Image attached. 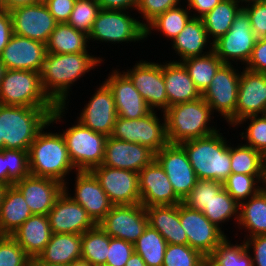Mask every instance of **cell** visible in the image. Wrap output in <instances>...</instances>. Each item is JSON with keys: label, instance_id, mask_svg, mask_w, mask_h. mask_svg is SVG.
<instances>
[{"label": "cell", "instance_id": "cell-20", "mask_svg": "<svg viewBox=\"0 0 266 266\" xmlns=\"http://www.w3.org/2000/svg\"><path fill=\"white\" fill-rule=\"evenodd\" d=\"M140 204L149 206H171L182 203L176 195L168 176L154 159L138 173Z\"/></svg>", "mask_w": 266, "mask_h": 266}, {"label": "cell", "instance_id": "cell-41", "mask_svg": "<svg viewBox=\"0 0 266 266\" xmlns=\"http://www.w3.org/2000/svg\"><path fill=\"white\" fill-rule=\"evenodd\" d=\"M134 251L138 253L147 266H163L167 242L164 237L149 224L144 233L133 243Z\"/></svg>", "mask_w": 266, "mask_h": 266}, {"label": "cell", "instance_id": "cell-56", "mask_svg": "<svg viewBox=\"0 0 266 266\" xmlns=\"http://www.w3.org/2000/svg\"><path fill=\"white\" fill-rule=\"evenodd\" d=\"M194 18H202L209 13L221 0H184Z\"/></svg>", "mask_w": 266, "mask_h": 266}, {"label": "cell", "instance_id": "cell-6", "mask_svg": "<svg viewBox=\"0 0 266 266\" xmlns=\"http://www.w3.org/2000/svg\"><path fill=\"white\" fill-rule=\"evenodd\" d=\"M134 11L100 9L94 21L89 42L109 45L143 43L145 41V27ZM100 42V43H99ZM102 42V43H101Z\"/></svg>", "mask_w": 266, "mask_h": 266}, {"label": "cell", "instance_id": "cell-64", "mask_svg": "<svg viewBox=\"0 0 266 266\" xmlns=\"http://www.w3.org/2000/svg\"><path fill=\"white\" fill-rule=\"evenodd\" d=\"M199 266H217L209 257H205Z\"/></svg>", "mask_w": 266, "mask_h": 266}, {"label": "cell", "instance_id": "cell-11", "mask_svg": "<svg viewBox=\"0 0 266 266\" xmlns=\"http://www.w3.org/2000/svg\"><path fill=\"white\" fill-rule=\"evenodd\" d=\"M257 38L251 29L247 12L241 8L230 30L213 43V51L224 64H247ZM239 64H238V63Z\"/></svg>", "mask_w": 266, "mask_h": 266}, {"label": "cell", "instance_id": "cell-42", "mask_svg": "<svg viewBox=\"0 0 266 266\" xmlns=\"http://www.w3.org/2000/svg\"><path fill=\"white\" fill-rule=\"evenodd\" d=\"M233 244L228 235L208 256L217 266H253L252 255L245 240ZM239 243V244H238Z\"/></svg>", "mask_w": 266, "mask_h": 266}, {"label": "cell", "instance_id": "cell-14", "mask_svg": "<svg viewBox=\"0 0 266 266\" xmlns=\"http://www.w3.org/2000/svg\"><path fill=\"white\" fill-rule=\"evenodd\" d=\"M110 237L134 243L148 225L142 204L113 205L98 224Z\"/></svg>", "mask_w": 266, "mask_h": 266}, {"label": "cell", "instance_id": "cell-65", "mask_svg": "<svg viewBox=\"0 0 266 266\" xmlns=\"http://www.w3.org/2000/svg\"><path fill=\"white\" fill-rule=\"evenodd\" d=\"M69 266H92L90 263L84 260H77L71 263Z\"/></svg>", "mask_w": 266, "mask_h": 266}, {"label": "cell", "instance_id": "cell-8", "mask_svg": "<svg viewBox=\"0 0 266 266\" xmlns=\"http://www.w3.org/2000/svg\"><path fill=\"white\" fill-rule=\"evenodd\" d=\"M241 70L238 65L223 64L216 72L211 84L202 93V98L211 108L213 114L216 113V116H220L219 119L224 118L222 121L229 126V129L236 124Z\"/></svg>", "mask_w": 266, "mask_h": 266}, {"label": "cell", "instance_id": "cell-43", "mask_svg": "<svg viewBox=\"0 0 266 266\" xmlns=\"http://www.w3.org/2000/svg\"><path fill=\"white\" fill-rule=\"evenodd\" d=\"M265 186L266 175L231 173L223 182V188L238 204L255 196Z\"/></svg>", "mask_w": 266, "mask_h": 266}, {"label": "cell", "instance_id": "cell-70", "mask_svg": "<svg viewBox=\"0 0 266 266\" xmlns=\"http://www.w3.org/2000/svg\"><path fill=\"white\" fill-rule=\"evenodd\" d=\"M5 0H0V6L4 3Z\"/></svg>", "mask_w": 266, "mask_h": 266}, {"label": "cell", "instance_id": "cell-12", "mask_svg": "<svg viewBox=\"0 0 266 266\" xmlns=\"http://www.w3.org/2000/svg\"><path fill=\"white\" fill-rule=\"evenodd\" d=\"M122 71L130 78L152 111L164 113L168 109L161 61L156 63L141 59L133 67Z\"/></svg>", "mask_w": 266, "mask_h": 266}, {"label": "cell", "instance_id": "cell-58", "mask_svg": "<svg viewBox=\"0 0 266 266\" xmlns=\"http://www.w3.org/2000/svg\"><path fill=\"white\" fill-rule=\"evenodd\" d=\"M100 9L135 11L139 0H96Z\"/></svg>", "mask_w": 266, "mask_h": 266}, {"label": "cell", "instance_id": "cell-39", "mask_svg": "<svg viewBox=\"0 0 266 266\" xmlns=\"http://www.w3.org/2000/svg\"><path fill=\"white\" fill-rule=\"evenodd\" d=\"M181 63L201 94L211 84L216 72L224 64L213 50L203 56L187 58Z\"/></svg>", "mask_w": 266, "mask_h": 266}, {"label": "cell", "instance_id": "cell-4", "mask_svg": "<svg viewBox=\"0 0 266 266\" xmlns=\"http://www.w3.org/2000/svg\"><path fill=\"white\" fill-rule=\"evenodd\" d=\"M164 116L169 144L203 138L219 130L211 108L202 97L170 106Z\"/></svg>", "mask_w": 266, "mask_h": 266}, {"label": "cell", "instance_id": "cell-36", "mask_svg": "<svg viewBox=\"0 0 266 266\" xmlns=\"http://www.w3.org/2000/svg\"><path fill=\"white\" fill-rule=\"evenodd\" d=\"M242 7L235 0H221L202 17L209 40L214 43L231 28L236 14Z\"/></svg>", "mask_w": 266, "mask_h": 266}, {"label": "cell", "instance_id": "cell-24", "mask_svg": "<svg viewBox=\"0 0 266 266\" xmlns=\"http://www.w3.org/2000/svg\"><path fill=\"white\" fill-rule=\"evenodd\" d=\"M155 159V153L146 146L107 137L104 160L106 167L139 173Z\"/></svg>", "mask_w": 266, "mask_h": 266}, {"label": "cell", "instance_id": "cell-22", "mask_svg": "<svg viewBox=\"0 0 266 266\" xmlns=\"http://www.w3.org/2000/svg\"><path fill=\"white\" fill-rule=\"evenodd\" d=\"M52 233L83 234L96 226L87 211L65 191L47 214Z\"/></svg>", "mask_w": 266, "mask_h": 266}, {"label": "cell", "instance_id": "cell-35", "mask_svg": "<svg viewBox=\"0 0 266 266\" xmlns=\"http://www.w3.org/2000/svg\"><path fill=\"white\" fill-rule=\"evenodd\" d=\"M184 6V7H183ZM192 18V14L183 3L177 7L168 9L161 15L157 16L145 27V40L152 34L158 33L167 38L166 40L172 41L184 29L188 21ZM153 31V32H152Z\"/></svg>", "mask_w": 266, "mask_h": 266}, {"label": "cell", "instance_id": "cell-2", "mask_svg": "<svg viewBox=\"0 0 266 266\" xmlns=\"http://www.w3.org/2000/svg\"><path fill=\"white\" fill-rule=\"evenodd\" d=\"M92 52L54 54L47 52L40 72L44 92L57 105L69 109L72 87L85 75L105 63ZM77 82V83H76ZM69 97V99H68Z\"/></svg>", "mask_w": 266, "mask_h": 266}, {"label": "cell", "instance_id": "cell-21", "mask_svg": "<svg viewBox=\"0 0 266 266\" xmlns=\"http://www.w3.org/2000/svg\"><path fill=\"white\" fill-rule=\"evenodd\" d=\"M104 82L113 93L117 116L134 120L152 111L130 78L117 67H112Z\"/></svg>", "mask_w": 266, "mask_h": 266}, {"label": "cell", "instance_id": "cell-10", "mask_svg": "<svg viewBox=\"0 0 266 266\" xmlns=\"http://www.w3.org/2000/svg\"><path fill=\"white\" fill-rule=\"evenodd\" d=\"M157 112L151 111L146 116L134 120L117 116L110 137L141 144L156 154L169 144L164 113Z\"/></svg>", "mask_w": 266, "mask_h": 266}, {"label": "cell", "instance_id": "cell-16", "mask_svg": "<svg viewBox=\"0 0 266 266\" xmlns=\"http://www.w3.org/2000/svg\"><path fill=\"white\" fill-rule=\"evenodd\" d=\"M94 132L109 137L117 119L114 96L108 85L102 81L94 88L90 100L84 104L76 118Z\"/></svg>", "mask_w": 266, "mask_h": 266}, {"label": "cell", "instance_id": "cell-63", "mask_svg": "<svg viewBox=\"0 0 266 266\" xmlns=\"http://www.w3.org/2000/svg\"><path fill=\"white\" fill-rule=\"evenodd\" d=\"M242 8L249 5L253 4L255 2H262L263 0H235Z\"/></svg>", "mask_w": 266, "mask_h": 266}, {"label": "cell", "instance_id": "cell-40", "mask_svg": "<svg viewBox=\"0 0 266 266\" xmlns=\"http://www.w3.org/2000/svg\"><path fill=\"white\" fill-rule=\"evenodd\" d=\"M111 237L99 226L82 234L81 259L92 266L106 264Z\"/></svg>", "mask_w": 266, "mask_h": 266}, {"label": "cell", "instance_id": "cell-44", "mask_svg": "<svg viewBox=\"0 0 266 266\" xmlns=\"http://www.w3.org/2000/svg\"><path fill=\"white\" fill-rule=\"evenodd\" d=\"M240 127L245 128V131L239 133L241 138L239 141L243 140V144L259 151L266 158V118L263 115L248 116L238 121L232 128L237 130Z\"/></svg>", "mask_w": 266, "mask_h": 266}, {"label": "cell", "instance_id": "cell-19", "mask_svg": "<svg viewBox=\"0 0 266 266\" xmlns=\"http://www.w3.org/2000/svg\"><path fill=\"white\" fill-rule=\"evenodd\" d=\"M180 222L185 230L188 245L208 257L226 235L202 213L180 203Z\"/></svg>", "mask_w": 266, "mask_h": 266}, {"label": "cell", "instance_id": "cell-27", "mask_svg": "<svg viewBox=\"0 0 266 266\" xmlns=\"http://www.w3.org/2000/svg\"><path fill=\"white\" fill-rule=\"evenodd\" d=\"M169 44L174 50L177 60L174 62H182L190 57L203 56L213 50V43L209 40L204 23L200 18L192 17L184 29ZM208 48V49H207ZM205 50V51H204Z\"/></svg>", "mask_w": 266, "mask_h": 266}, {"label": "cell", "instance_id": "cell-18", "mask_svg": "<svg viewBox=\"0 0 266 266\" xmlns=\"http://www.w3.org/2000/svg\"><path fill=\"white\" fill-rule=\"evenodd\" d=\"M91 172L113 205L140 204L137 172L103 165L94 167Z\"/></svg>", "mask_w": 266, "mask_h": 266}, {"label": "cell", "instance_id": "cell-47", "mask_svg": "<svg viewBox=\"0 0 266 266\" xmlns=\"http://www.w3.org/2000/svg\"><path fill=\"white\" fill-rule=\"evenodd\" d=\"M205 257L188 244H167L163 266H199Z\"/></svg>", "mask_w": 266, "mask_h": 266}, {"label": "cell", "instance_id": "cell-32", "mask_svg": "<svg viewBox=\"0 0 266 266\" xmlns=\"http://www.w3.org/2000/svg\"><path fill=\"white\" fill-rule=\"evenodd\" d=\"M82 234L53 233L45 249L38 255L43 262L70 265L81 260Z\"/></svg>", "mask_w": 266, "mask_h": 266}, {"label": "cell", "instance_id": "cell-34", "mask_svg": "<svg viewBox=\"0 0 266 266\" xmlns=\"http://www.w3.org/2000/svg\"><path fill=\"white\" fill-rule=\"evenodd\" d=\"M90 44L93 43L89 42V35L67 23H58L46 43V52L54 54L90 52Z\"/></svg>", "mask_w": 266, "mask_h": 266}, {"label": "cell", "instance_id": "cell-30", "mask_svg": "<svg viewBox=\"0 0 266 266\" xmlns=\"http://www.w3.org/2000/svg\"><path fill=\"white\" fill-rule=\"evenodd\" d=\"M148 224L157 230L167 244H188L187 235L180 222V204L145 207Z\"/></svg>", "mask_w": 266, "mask_h": 266}, {"label": "cell", "instance_id": "cell-59", "mask_svg": "<svg viewBox=\"0 0 266 266\" xmlns=\"http://www.w3.org/2000/svg\"><path fill=\"white\" fill-rule=\"evenodd\" d=\"M40 1L42 0H5L4 3L0 6V8L10 11L16 7L32 5Z\"/></svg>", "mask_w": 266, "mask_h": 266}, {"label": "cell", "instance_id": "cell-69", "mask_svg": "<svg viewBox=\"0 0 266 266\" xmlns=\"http://www.w3.org/2000/svg\"><path fill=\"white\" fill-rule=\"evenodd\" d=\"M263 116L266 118V108L264 110Z\"/></svg>", "mask_w": 266, "mask_h": 266}, {"label": "cell", "instance_id": "cell-17", "mask_svg": "<svg viewBox=\"0 0 266 266\" xmlns=\"http://www.w3.org/2000/svg\"><path fill=\"white\" fill-rule=\"evenodd\" d=\"M155 159L163 167L174 192L183 201L198 180L186 151L180 144H168L155 154Z\"/></svg>", "mask_w": 266, "mask_h": 266}, {"label": "cell", "instance_id": "cell-26", "mask_svg": "<svg viewBox=\"0 0 266 266\" xmlns=\"http://www.w3.org/2000/svg\"><path fill=\"white\" fill-rule=\"evenodd\" d=\"M238 86L236 123L241 119L263 115L266 108V74L242 67Z\"/></svg>", "mask_w": 266, "mask_h": 266}, {"label": "cell", "instance_id": "cell-33", "mask_svg": "<svg viewBox=\"0 0 266 266\" xmlns=\"http://www.w3.org/2000/svg\"><path fill=\"white\" fill-rule=\"evenodd\" d=\"M31 215L23 194L15 186H8L0 206V235H11Z\"/></svg>", "mask_w": 266, "mask_h": 266}, {"label": "cell", "instance_id": "cell-15", "mask_svg": "<svg viewBox=\"0 0 266 266\" xmlns=\"http://www.w3.org/2000/svg\"><path fill=\"white\" fill-rule=\"evenodd\" d=\"M12 18L13 34L46 44L58 22L43 1L19 6L9 11Z\"/></svg>", "mask_w": 266, "mask_h": 266}, {"label": "cell", "instance_id": "cell-9", "mask_svg": "<svg viewBox=\"0 0 266 266\" xmlns=\"http://www.w3.org/2000/svg\"><path fill=\"white\" fill-rule=\"evenodd\" d=\"M70 160L77 171H91L104 160L107 136L94 132L77 119L61 131Z\"/></svg>", "mask_w": 266, "mask_h": 266}, {"label": "cell", "instance_id": "cell-62", "mask_svg": "<svg viewBox=\"0 0 266 266\" xmlns=\"http://www.w3.org/2000/svg\"><path fill=\"white\" fill-rule=\"evenodd\" d=\"M29 266H68V265L43 262L40 261L37 257H35L30 259Z\"/></svg>", "mask_w": 266, "mask_h": 266}, {"label": "cell", "instance_id": "cell-61", "mask_svg": "<svg viewBox=\"0 0 266 266\" xmlns=\"http://www.w3.org/2000/svg\"><path fill=\"white\" fill-rule=\"evenodd\" d=\"M125 266H147L141 256L134 251Z\"/></svg>", "mask_w": 266, "mask_h": 266}, {"label": "cell", "instance_id": "cell-48", "mask_svg": "<svg viewBox=\"0 0 266 266\" xmlns=\"http://www.w3.org/2000/svg\"><path fill=\"white\" fill-rule=\"evenodd\" d=\"M1 152L8 168V186L30 175L28 151L3 149Z\"/></svg>", "mask_w": 266, "mask_h": 266}, {"label": "cell", "instance_id": "cell-23", "mask_svg": "<svg viewBox=\"0 0 266 266\" xmlns=\"http://www.w3.org/2000/svg\"><path fill=\"white\" fill-rule=\"evenodd\" d=\"M46 44L13 34L0 54L6 69L41 72Z\"/></svg>", "mask_w": 266, "mask_h": 266}, {"label": "cell", "instance_id": "cell-68", "mask_svg": "<svg viewBox=\"0 0 266 266\" xmlns=\"http://www.w3.org/2000/svg\"><path fill=\"white\" fill-rule=\"evenodd\" d=\"M4 149L3 140H1V129H0V151Z\"/></svg>", "mask_w": 266, "mask_h": 266}, {"label": "cell", "instance_id": "cell-37", "mask_svg": "<svg viewBox=\"0 0 266 266\" xmlns=\"http://www.w3.org/2000/svg\"><path fill=\"white\" fill-rule=\"evenodd\" d=\"M230 158L232 173L266 175V158L243 142L234 145L230 141Z\"/></svg>", "mask_w": 266, "mask_h": 266}, {"label": "cell", "instance_id": "cell-50", "mask_svg": "<svg viewBox=\"0 0 266 266\" xmlns=\"http://www.w3.org/2000/svg\"><path fill=\"white\" fill-rule=\"evenodd\" d=\"M183 3L184 0H139L135 12L143 19L141 24L146 27L157 16Z\"/></svg>", "mask_w": 266, "mask_h": 266}, {"label": "cell", "instance_id": "cell-28", "mask_svg": "<svg viewBox=\"0 0 266 266\" xmlns=\"http://www.w3.org/2000/svg\"><path fill=\"white\" fill-rule=\"evenodd\" d=\"M162 63L168 107L194 101L202 97L181 62L164 60Z\"/></svg>", "mask_w": 266, "mask_h": 266}, {"label": "cell", "instance_id": "cell-7", "mask_svg": "<svg viewBox=\"0 0 266 266\" xmlns=\"http://www.w3.org/2000/svg\"><path fill=\"white\" fill-rule=\"evenodd\" d=\"M0 104L56 108L43 90L40 72L6 69L0 85Z\"/></svg>", "mask_w": 266, "mask_h": 266}, {"label": "cell", "instance_id": "cell-53", "mask_svg": "<svg viewBox=\"0 0 266 266\" xmlns=\"http://www.w3.org/2000/svg\"><path fill=\"white\" fill-rule=\"evenodd\" d=\"M244 68L253 72L266 74V38L257 39L251 56Z\"/></svg>", "mask_w": 266, "mask_h": 266}, {"label": "cell", "instance_id": "cell-1", "mask_svg": "<svg viewBox=\"0 0 266 266\" xmlns=\"http://www.w3.org/2000/svg\"><path fill=\"white\" fill-rule=\"evenodd\" d=\"M66 110L68 109L65 106L54 109L49 122L38 132L28 151L30 175L57 180L63 185L69 181L68 176L77 170L70 160L61 132L55 133L48 127L56 128L54 124L63 123L68 112Z\"/></svg>", "mask_w": 266, "mask_h": 266}, {"label": "cell", "instance_id": "cell-67", "mask_svg": "<svg viewBox=\"0 0 266 266\" xmlns=\"http://www.w3.org/2000/svg\"><path fill=\"white\" fill-rule=\"evenodd\" d=\"M5 71H6V68L3 65L2 61L0 60V85H1V81L3 79Z\"/></svg>", "mask_w": 266, "mask_h": 266}, {"label": "cell", "instance_id": "cell-31", "mask_svg": "<svg viewBox=\"0 0 266 266\" xmlns=\"http://www.w3.org/2000/svg\"><path fill=\"white\" fill-rule=\"evenodd\" d=\"M243 230L244 240L257 235H266V186L255 196L239 204V220L236 226Z\"/></svg>", "mask_w": 266, "mask_h": 266}, {"label": "cell", "instance_id": "cell-57", "mask_svg": "<svg viewBox=\"0 0 266 266\" xmlns=\"http://www.w3.org/2000/svg\"><path fill=\"white\" fill-rule=\"evenodd\" d=\"M13 35L12 18L8 10L0 8V54Z\"/></svg>", "mask_w": 266, "mask_h": 266}, {"label": "cell", "instance_id": "cell-66", "mask_svg": "<svg viewBox=\"0 0 266 266\" xmlns=\"http://www.w3.org/2000/svg\"><path fill=\"white\" fill-rule=\"evenodd\" d=\"M6 189H7V186H5V185L0 183V206L2 204L3 197H4Z\"/></svg>", "mask_w": 266, "mask_h": 266}, {"label": "cell", "instance_id": "cell-25", "mask_svg": "<svg viewBox=\"0 0 266 266\" xmlns=\"http://www.w3.org/2000/svg\"><path fill=\"white\" fill-rule=\"evenodd\" d=\"M14 185L21 191L31 213L47 215L64 191V185L50 178L29 175Z\"/></svg>", "mask_w": 266, "mask_h": 266}, {"label": "cell", "instance_id": "cell-13", "mask_svg": "<svg viewBox=\"0 0 266 266\" xmlns=\"http://www.w3.org/2000/svg\"><path fill=\"white\" fill-rule=\"evenodd\" d=\"M74 174V194L70 193L72 189L69 187V182L64 184V191L80 204L92 221L98 225L113 207V204L91 171H76Z\"/></svg>", "mask_w": 266, "mask_h": 266}, {"label": "cell", "instance_id": "cell-29", "mask_svg": "<svg viewBox=\"0 0 266 266\" xmlns=\"http://www.w3.org/2000/svg\"><path fill=\"white\" fill-rule=\"evenodd\" d=\"M52 234L47 215L34 214L10 236L30 258H35L45 249Z\"/></svg>", "mask_w": 266, "mask_h": 266}, {"label": "cell", "instance_id": "cell-38", "mask_svg": "<svg viewBox=\"0 0 266 266\" xmlns=\"http://www.w3.org/2000/svg\"><path fill=\"white\" fill-rule=\"evenodd\" d=\"M202 213L212 224L218 227L227 236L222 226L227 222H232L233 219L235 225L238 223L239 204L223 188L207 205H205Z\"/></svg>", "mask_w": 266, "mask_h": 266}, {"label": "cell", "instance_id": "cell-54", "mask_svg": "<svg viewBox=\"0 0 266 266\" xmlns=\"http://www.w3.org/2000/svg\"><path fill=\"white\" fill-rule=\"evenodd\" d=\"M58 23H67L76 0H42Z\"/></svg>", "mask_w": 266, "mask_h": 266}, {"label": "cell", "instance_id": "cell-52", "mask_svg": "<svg viewBox=\"0 0 266 266\" xmlns=\"http://www.w3.org/2000/svg\"><path fill=\"white\" fill-rule=\"evenodd\" d=\"M243 9L249 16L251 29L256 38H266V3L264 1L255 2L243 7Z\"/></svg>", "mask_w": 266, "mask_h": 266}, {"label": "cell", "instance_id": "cell-45", "mask_svg": "<svg viewBox=\"0 0 266 266\" xmlns=\"http://www.w3.org/2000/svg\"><path fill=\"white\" fill-rule=\"evenodd\" d=\"M99 11L96 0H76L67 24L89 35Z\"/></svg>", "mask_w": 266, "mask_h": 266}, {"label": "cell", "instance_id": "cell-60", "mask_svg": "<svg viewBox=\"0 0 266 266\" xmlns=\"http://www.w3.org/2000/svg\"><path fill=\"white\" fill-rule=\"evenodd\" d=\"M0 183L8 187V168H6L4 154L0 151Z\"/></svg>", "mask_w": 266, "mask_h": 266}, {"label": "cell", "instance_id": "cell-51", "mask_svg": "<svg viewBox=\"0 0 266 266\" xmlns=\"http://www.w3.org/2000/svg\"><path fill=\"white\" fill-rule=\"evenodd\" d=\"M133 253V243L111 237L104 266H125Z\"/></svg>", "mask_w": 266, "mask_h": 266}, {"label": "cell", "instance_id": "cell-5", "mask_svg": "<svg viewBox=\"0 0 266 266\" xmlns=\"http://www.w3.org/2000/svg\"><path fill=\"white\" fill-rule=\"evenodd\" d=\"M54 109L0 104L4 149L29 151L38 132L49 122Z\"/></svg>", "mask_w": 266, "mask_h": 266}, {"label": "cell", "instance_id": "cell-49", "mask_svg": "<svg viewBox=\"0 0 266 266\" xmlns=\"http://www.w3.org/2000/svg\"><path fill=\"white\" fill-rule=\"evenodd\" d=\"M30 259L10 235H0V266H29Z\"/></svg>", "mask_w": 266, "mask_h": 266}, {"label": "cell", "instance_id": "cell-46", "mask_svg": "<svg viewBox=\"0 0 266 266\" xmlns=\"http://www.w3.org/2000/svg\"><path fill=\"white\" fill-rule=\"evenodd\" d=\"M223 189V183L215 180L198 179L192 191L183 199L187 207L202 211L209 201Z\"/></svg>", "mask_w": 266, "mask_h": 266}, {"label": "cell", "instance_id": "cell-55", "mask_svg": "<svg viewBox=\"0 0 266 266\" xmlns=\"http://www.w3.org/2000/svg\"><path fill=\"white\" fill-rule=\"evenodd\" d=\"M252 255L253 266H266V235H257L245 239Z\"/></svg>", "mask_w": 266, "mask_h": 266}, {"label": "cell", "instance_id": "cell-3", "mask_svg": "<svg viewBox=\"0 0 266 266\" xmlns=\"http://www.w3.org/2000/svg\"><path fill=\"white\" fill-rule=\"evenodd\" d=\"M219 130L209 136L182 142L198 179L223 183L232 173L230 141Z\"/></svg>", "mask_w": 266, "mask_h": 266}]
</instances>
